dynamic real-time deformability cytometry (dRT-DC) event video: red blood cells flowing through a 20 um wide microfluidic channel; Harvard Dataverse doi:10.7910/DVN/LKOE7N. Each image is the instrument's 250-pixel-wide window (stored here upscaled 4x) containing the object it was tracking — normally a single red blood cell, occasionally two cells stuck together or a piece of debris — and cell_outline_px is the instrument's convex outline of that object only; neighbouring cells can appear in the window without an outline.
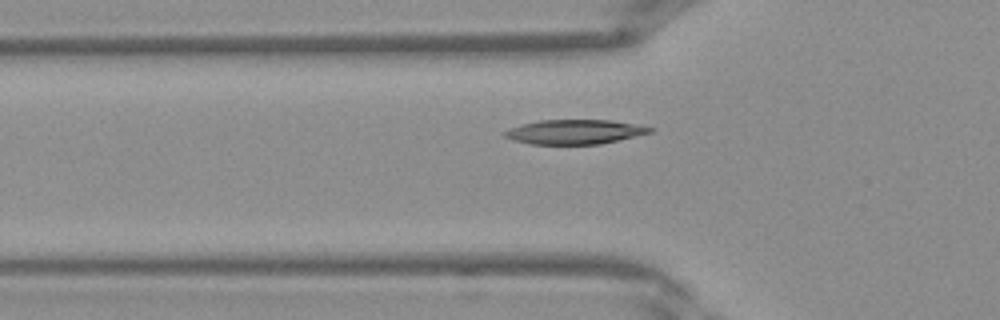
{"species": "Egyptian fruit bat (a non-hibernating species)", "species_latin": "Rousettus aegyptiacus", "temperature_condition": "warm", "stored_images_in_passage": 30, "camera_frame_rate_fps": 3000, "um_per_image_px": 0.085, "frame": {"image": 1, "passage_image": 3, "time_ms": 0.667, "image_size_px": [1000, 320], "cell_outline_px": [[656, 128], [652, 132], [620, 140], [600, 144], [532, 144], [512, 140], [504, 136], [500, 132], [520, 124], [540, 120], [612, 120]], "centroid_in_image_um": [48.83, 11.21], "position_along_channel_um": 77.0, "area_um2": 20.87}}
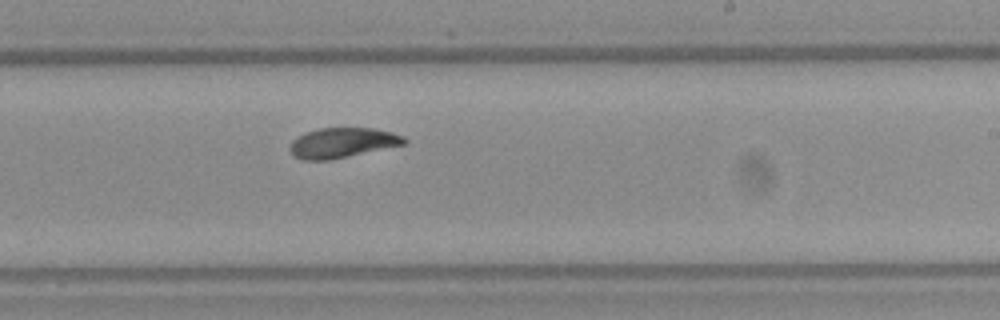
{"frame": {"image": 2, "passage_image": 14, "time_ms": 4.333, "image_size_px": [1000, 320], "cell_outline_px": [[408, 140], [404, 144], [328, 160], [304, 160], [296, 156], [288, 148], [292, 140], [296, 136], [304, 132], [320, 128], [372, 128], [392, 132], [404, 136]], "centroid_in_image_um": [29.07, 12.12], "position_along_channel_um": 259.9, "area_um2": 19.83}}
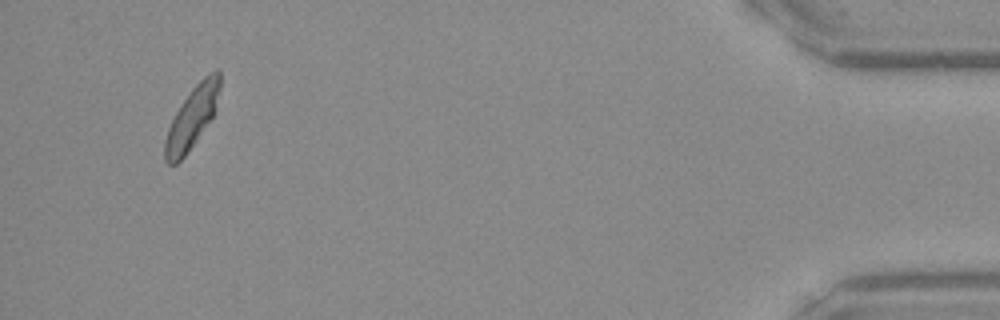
{"frame": {"image": 3, "passage_image": 28, "time_ms": 9.0, "image_size_px": [1000, 320], "cell_outline_px": [[220, 88], [212, 116], [196, 140], [184, 156], [176, 164], [168, 164], [164, 160], [164, 140], [168, 128], [180, 104], [192, 88], [208, 72], [216, 68], [220, 68]], "centroid_in_image_um": [16.3, 9.95], "position_along_channel_um": 418.9, "area_um2": 19.42}}